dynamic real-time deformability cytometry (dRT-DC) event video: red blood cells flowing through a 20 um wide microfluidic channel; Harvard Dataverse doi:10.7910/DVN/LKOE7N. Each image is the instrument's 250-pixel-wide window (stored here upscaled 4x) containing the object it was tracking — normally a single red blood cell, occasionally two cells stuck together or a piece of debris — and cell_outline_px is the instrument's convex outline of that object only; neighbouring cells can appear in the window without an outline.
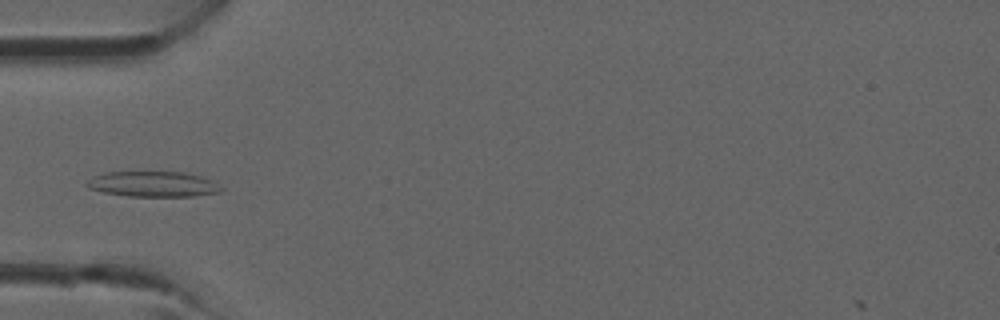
{"species": "common noctule bat (a hibernating species)", "species_latin": "Nyctalus noctula", "temperature_condition": "room temperature", "stored_images_in_passage": 30, "camera_frame_rate_fps": 3000, "um_per_image_px": 0.085, "animal": {"sex": "male", "forearm_length_mm": 52.5}, "frame": {"image": 1, "passage_image": 3, "time_ms": 0.667, "image_size_px": [1000, 320], "cell_outline_px": [[224, 188], [220, 192], [192, 196], [128, 196], [104, 192], [88, 188], [84, 184], [92, 176], [104, 172], [184, 172], [200, 176]], "centroid_in_image_um": [12.95, 15.65], "position_along_channel_um": 72.1, "area_um2": 19.77}}
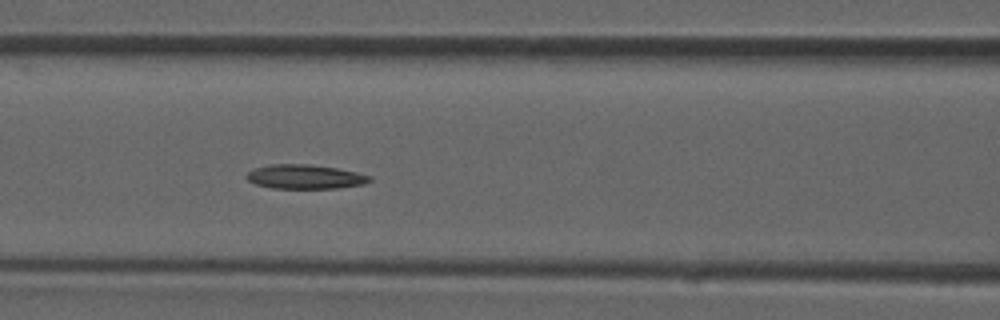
{"frame": {"image": 2, "passage_image": 7, "time_ms": 2.0, "image_size_px": [1000, 320], "cell_outline_px": [[372, 180], [364, 184], [340, 188], [272, 188], [256, 184], [248, 180], [244, 176], [252, 168], [268, 164], [308, 164], [336, 168], [356, 172], [372, 176]], "centroid_in_image_um": [25.91, 15.02], "position_along_channel_um": 140.7, "area_um2": 17.51}}
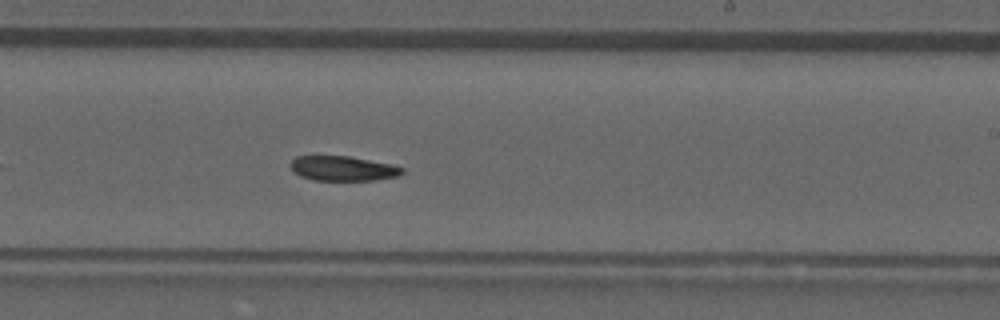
{"frame": {"image": 3, "passage_image": 14, "time_ms": 4.333, "image_size_px": [1000, 320], "cell_outline_px": [[404, 172], [400, 176], [376, 180], [316, 180], [300, 176], [292, 172], [288, 164], [296, 156], [348, 156], [388, 164], [404, 168]], "centroid_in_image_um": [29.1, 14.32], "position_along_channel_um": 259.9, "area_um2": 16.13}}